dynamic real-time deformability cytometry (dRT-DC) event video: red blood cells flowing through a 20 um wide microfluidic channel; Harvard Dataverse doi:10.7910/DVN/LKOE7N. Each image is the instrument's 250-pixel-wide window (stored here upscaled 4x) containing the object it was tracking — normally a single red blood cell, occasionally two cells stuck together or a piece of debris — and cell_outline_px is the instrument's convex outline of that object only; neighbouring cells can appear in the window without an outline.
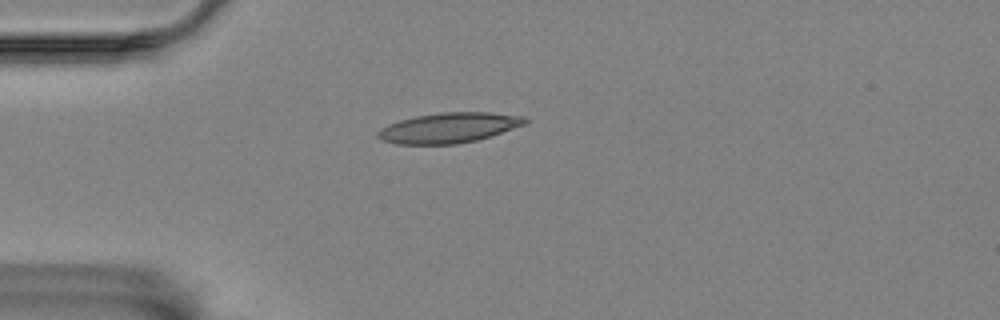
{"species": "Egyptian fruit bat (a non-hibernating species)", "species_latin": "Rousettus aegyptiacus", "temperature_condition": "room temperature", "stored_images_in_passage": 3, "camera_frame_rate_fps": 3000, "um_per_image_px": 0.085, "animal": {"sex": "female"}, "frame": {"image": 1, "passage_image": 3, "time_ms": 0.667, "image_size_px": [1000, 320], "cell_outline_px": [[528, 124], [476, 140], [456, 144], [396, 144], [380, 140], [376, 136], [376, 132], [380, 128], [388, 124], [400, 120], [416, 116], [440, 112], [488, 112], [524, 116], [528, 120]], "centroid_in_image_um": [38.14, 10.86], "position_along_channel_um": 46.9, "area_um2": 26.01}}